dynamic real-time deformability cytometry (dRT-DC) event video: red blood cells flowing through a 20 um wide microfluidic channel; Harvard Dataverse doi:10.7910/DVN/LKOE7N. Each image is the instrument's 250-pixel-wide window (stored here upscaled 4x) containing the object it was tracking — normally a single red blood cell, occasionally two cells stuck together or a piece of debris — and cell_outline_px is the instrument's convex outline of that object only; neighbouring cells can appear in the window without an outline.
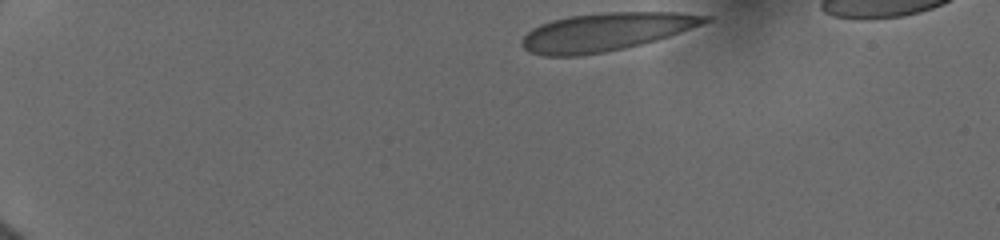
{"species": "human", "species_latin": "Homo sapiens", "temperature_condition": "cold", "stored_images_in_passage": 47, "camera_frame_rate_fps": 3000, "um_per_image_px": 0.085, "donor": {"sex": "female"}, "frame": {"image": 1, "passage_image": 1, "time_ms": 0.0, "image_size_px": [1000, 240], "cell_outline_px": [[712, 20], [680, 32], [656, 40], [624, 48], [604, 52], [580, 56], [544, 56], [532, 52], [524, 48], [520, 44], [520, 40], [532, 28], [540, 24], [552, 20], [568, 16], [604, 12], [680, 12], [712, 16]], "centroid_in_image_um": [51.48, 2.7], "position_along_channel_um": 33.5, "area_um2": 40.58}}
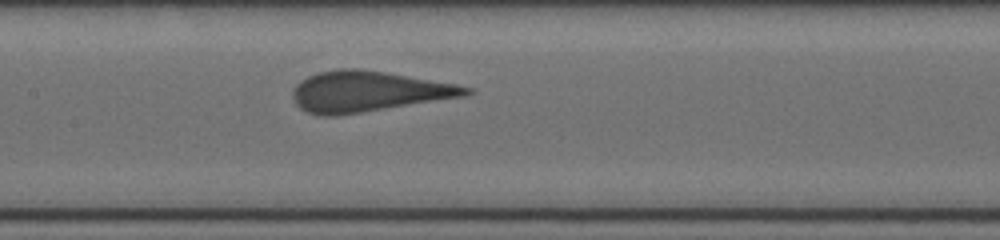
{"frame": {"image": 2, "passage_image": 24, "time_ms": 6.0, "image_size_px": [1000, 240], "cell_outline_px": [[472, 92], [464, 96], [360, 112], [332, 116], [320, 116], [308, 112], [300, 108], [296, 104], [292, 96], [292, 92], [296, 84], [300, 80], [308, 76], [320, 72], [340, 68], [360, 68], [388, 72], [456, 84], [472, 88]], "centroid_in_image_um": [31.25, 7.76], "position_along_channel_um": 176.2, "area_um2": 40.69}}
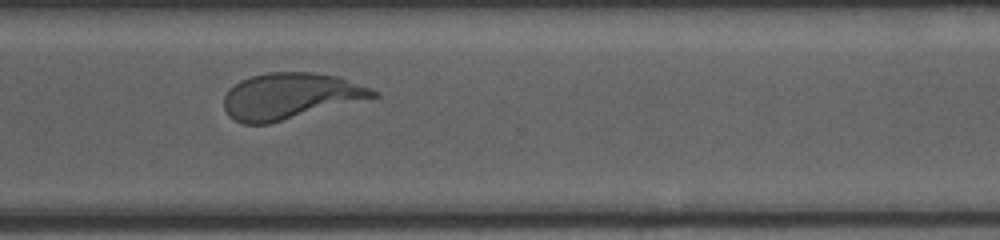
{"frame": {"image": 3, "passage_image": 46, "time_ms": 10.333, "image_size_px": [1000, 240], "cell_outline_px": [[380, 96], [268, 124], [244, 124], [228, 116], [224, 108], [224, 96], [240, 80], [252, 76], [268, 72], [312, 72], [340, 76], [372, 88], [380, 92]], "centroid_in_image_um": [24.71, 8.16], "position_along_channel_um": 345.9, "area_um2": 40.11}}